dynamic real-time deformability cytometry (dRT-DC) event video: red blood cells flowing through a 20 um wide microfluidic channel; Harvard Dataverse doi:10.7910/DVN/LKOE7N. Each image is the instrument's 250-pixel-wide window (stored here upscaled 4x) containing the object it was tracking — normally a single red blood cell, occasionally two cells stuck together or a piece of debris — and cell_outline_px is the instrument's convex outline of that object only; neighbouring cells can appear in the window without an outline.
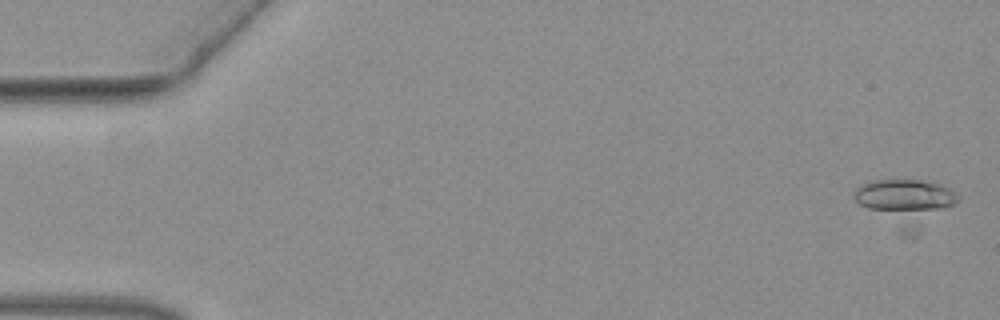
{"species": "common noctule bat (a hibernating species)", "species_latin": "Nyctalus noctula", "temperature_condition": "warm", "stored_images_in_passage": 14, "camera_frame_rate_fps": 3000, "um_per_image_px": 0.085, "animal": {"sex": "female", "body_mass_g": 19.3, "forearm_length_mm": 54.1}, "frame": {"image": 1, "passage_image": 3, "time_ms": 0.667, "image_size_px": [1000, 320], "cell_outline_px": [[960, 200], [952, 204], [940, 208], [916, 212], [900, 212], [868, 208], [860, 204], [852, 196], [852, 192], [860, 184], [872, 180], [920, 180], [936, 184], [948, 188], [960, 196]], "centroid_in_image_um": [76.83, 16.63], "position_along_channel_um": 8.2, "area_um2": 19.59}}